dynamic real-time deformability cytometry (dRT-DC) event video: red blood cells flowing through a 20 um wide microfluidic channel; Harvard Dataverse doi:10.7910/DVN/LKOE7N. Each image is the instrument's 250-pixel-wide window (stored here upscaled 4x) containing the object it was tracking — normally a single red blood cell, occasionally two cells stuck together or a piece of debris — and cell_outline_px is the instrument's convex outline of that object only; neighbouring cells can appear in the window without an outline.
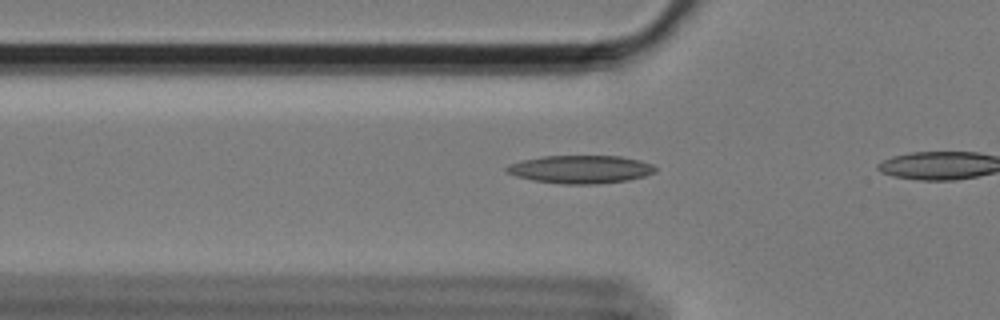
{"species": "Egyptian fruit bat (a non-hibernating species)", "species_latin": "Rousettus aegyptiacus", "temperature_condition": "cold", "stored_images_in_passage": 12, "camera_frame_rate_fps": 3000, "um_per_image_px": 0.085, "animal": {"sex": "female"}, "frame": {"image": 1, "passage_image": 6, "time_ms": 1.667, "image_size_px": [1000, 320], "cell_outline_px": [[656, 172], [644, 176], [628, 180], [600, 184], [564, 184], [532, 180], [516, 176], [508, 172], [504, 168], [508, 164], [524, 160], [544, 156], [620, 156], [640, 160], [652, 164], [656, 168]], "centroid_in_image_um": [49.37, 14.39], "position_along_channel_um": 76.4, "area_um2": 24.28}}